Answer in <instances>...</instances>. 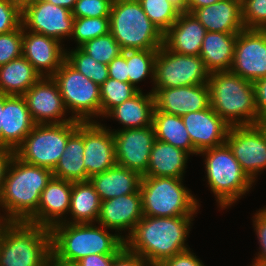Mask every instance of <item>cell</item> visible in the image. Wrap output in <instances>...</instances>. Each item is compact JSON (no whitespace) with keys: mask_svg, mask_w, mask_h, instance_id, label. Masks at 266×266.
<instances>
[{"mask_svg":"<svg viewBox=\"0 0 266 266\" xmlns=\"http://www.w3.org/2000/svg\"><path fill=\"white\" fill-rule=\"evenodd\" d=\"M194 217L143 216L125 239V247L149 264H162L167 258L190 249L185 242Z\"/></svg>","mask_w":266,"mask_h":266,"instance_id":"obj_1","label":"cell"},{"mask_svg":"<svg viewBox=\"0 0 266 266\" xmlns=\"http://www.w3.org/2000/svg\"><path fill=\"white\" fill-rule=\"evenodd\" d=\"M52 176L50 169L27 164L14 156L0 195L4 212H0V219L37 225L41 193Z\"/></svg>","mask_w":266,"mask_h":266,"instance_id":"obj_2","label":"cell"},{"mask_svg":"<svg viewBox=\"0 0 266 266\" xmlns=\"http://www.w3.org/2000/svg\"><path fill=\"white\" fill-rule=\"evenodd\" d=\"M108 230L96 223H58L50 229L51 251L58 259L74 263L91 254H118L125 240Z\"/></svg>","mask_w":266,"mask_h":266,"instance_id":"obj_3","label":"cell"},{"mask_svg":"<svg viewBox=\"0 0 266 266\" xmlns=\"http://www.w3.org/2000/svg\"><path fill=\"white\" fill-rule=\"evenodd\" d=\"M211 108L230 126L258 124L253 82L232 71L210 74L208 80Z\"/></svg>","mask_w":266,"mask_h":266,"instance_id":"obj_4","label":"cell"},{"mask_svg":"<svg viewBox=\"0 0 266 266\" xmlns=\"http://www.w3.org/2000/svg\"><path fill=\"white\" fill-rule=\"evenodd\" d=\"M51 252L49 228L2 220L0 266H49Z\"/></svg>","mask_w":266,"mask_h":266,"instance_id":"obj_5","label":"cell"},{"mask_svg":"<svg viewBox=\"0 0 266 266\" xmlns=\"http://www.w3.org/2000/svg\"><path fill=\"white\" fill-rule=\"evenodd\" d=\"M199 155L205 156L206 183L221 210L231 207L252 189L254 182L242 170L226 143L203 150Z\"/></svg>","mask_w":266,"mask_h":266,"instance_id":"obj_6","label":"cell"},{"mask_svg":"<svg viewBox=\"0 0 266 266\" xmlns=\"http://www.w3.org/2000/svg\"><path fill=\"white\" fill-rule=\"evenodd\" d=\"M110 33L124 50L159 49L163 33L153 24L137 0H113Z\"/></svg>","mask_w":266,"mask_h":266,"instance_id":"obj_7","label":"cell"},{"mask_svg":"<svg viewBox=\"0 0 266 266\" xmlns=\"http://www.w3.org/2000/svg\"><path fill=\"white\" fill-rule=\"evenodd\" d=\"M183 178L142 176L140 194L143 216H194L199 201L183 185ZM191 192V193H190Z\"/></svg>","mask_w":266,"mask_h":266,"instance_id":"obj_8","label":"cell"},{"mask_svg":"<svg viewBox=\"0 0 266 266\" xmlns=\"http://www.w3.org/2000/svg\"><path fill=\"white\" fill-rule=\"evenodd\" d=\"M80 122L35 124L15 150V156L27 164L53 171L65 151L68 138L77 130Z\"/></svg>","mask_w":266,"mask_h":266,"instance_id":"obj_9","label":"cell"},{"mask_svg":"<svg viewBox=\"0 0 266 266\" xmlns=\"http://www.w3.org/2000/svg\"><path fill=\"white\" fill-rule=\"evenodd\" d=\"M52 78L57 82L65 108L74 120L90 122L101 117L98 84L80 73L66 59Z\"/></svg>","mask_w":266,"mask_h":266,"instance_id":"obj_10","label":"cell"},{"mask_svg":"<svg viewBox=\"0 0 266 266\" xmlns=\"http://www.w3.org/2000/svg\"><path fill=\"white\" fill-rule=\"evenodd\" d=\"M209 77L210 72L200 56L177 54L162 45L154 63L152 89L205 84Z\"/></svg>","mask_w":266,"mask_h":266,"instance_id":"obj_11","label":"cell"},{"mask_svg":"<svg viewBox=\"0 0 266 266\" xmlns=\"http://www.w3.org/2000/svg\"><path fill=\"white\" fill-rule=\"evenodd\" d=\"M242 170L255 182L257 175L266 169L265 122L257 125L232 126L226 142Z\"/></svg>","mask_w":266,"mask_h":266,"instance_id":"obj_12","label":"cell"},{"mask_svg":"<svg viewBox=\"0 0 266 266\" xmlns=\"http://www.w3.org/2000/svg\"><path fill=\"white\" fill-rule=\"evenodd\" d=\"M22 27L30 32L59 40L70 38L74 16L67 8L36 0L22 7Z\"/></svg>","mask_w":266,"mask_h":266,"instance_id":"obj_13","label":"cell"},{"mask_svg":"<svg viewBox=\"0 0 266 266\" xmlns=\"http://www.w3.org/2000/svg\"><path fill=\"white\" fill-rule=\"evenodd\" d=\"M230 71L251 82L266 77V29L238 33Z\"/></svg>","mask_w":266,"mask_h":266,"instance_id":"obj_14","label":"cell"},{"mask_svg":"<svg viewBox=\"0 0 266 266\" xmlns=\"http://www.w3.org/2000/svg\"><path fill=\"white\" fill-rule=\"evenodd\" d=\"M112 129L117 165L138 172H147L151 148L156 140L153 125L124 130Z\"/></svg>","mask_w":266,"mask_h":266,"instance_id":"obj_15","label":"cell"},{"mask_svg":"<svg viewBox=\"0 0 266 266\" xmlns=\"http://www.w3.org/2000/svg\"><path fill=\"white\" fill-rule=\"evenodd\" d=\"M35 124H61L75 121L67 117L57 82L52 77H41L24 95Z\"/></svg>","mask_w":266,"mask_h":266,"instance_id":"obj_16","label":"cell"},{"mask_svg":"<svg viewBox=\"0 0 266 266\" xmlns=\"http://www.w3.org/2000/svg\"><path fill=\"white\" fill-rule=\"evenodd\" d=\"M84 168L86 181L115 166L114 135L99 121L84 122Z\"/></svg>","mask_w":266,"mask_h":266,"instance_id":"obj_17","label":"cell"},{"mask_svg":"<svg viewBox=\"0 0 266 266\" xmlns=\"http://www.w3.org/2000/svg\"><path fill=\"white\" fill-rule=\"evenodd\" d=\"M155 110L184 116L210 107L208 83L166 89H151Z\"/></svg>","mask_w":266,"mask_h":266,"instance_id":"obj_18","label":"cell"},{"mask_svg":"<svg viewBox=\"0 0 266 266\" xmlns=\"http://www.w3.org/2000/svg\"><path fill=\"white\" fill-rule=\"evenodd\" d=\"M59 40L23 28L22 55L41 77H52L66 59V49Z\"/></svg>","mask_w":266,"mask_h":266,"instance_id":"obj_19","label":"cell"},{"mask_svg":"<svg viewBox=\"0 0 266 266\" xmlns=\"http://www.w3.org/2000/svg\"><path fill=\"white\" fill-rule=\"evenodd\" d=\"M142 218L141 194L138 190L129 195L101 201L96 223L107 229L115 230V232L118 231V235L125 240ZM125 230L128 231V234L124 236L122 231L125 232Z\"/></svg>","mask_w":266,"mask_h":266,"instance_id":"obj_20","label":"cell"},{"mask_svg":"<svg viewBox=\"0 0 266 266\" xmlns=\"http://www.w3.org/2000/svg\"><path fill=\"white\" fill-rule=\"evenodd\" d=\"M195 150L200 153L225 144L230 126L211 108L182 116Z\"/></svg>","mask_w":266,"mask_h":266,"instance_id":"obj_21","label":"cell"},{"mask_svg":"<svg viewBox=\"0 0 266 266\" xmlns=\"http://www.w3.org/2000/svg\"><path fill=\"white\" fill-rule=\"evenodd\" d=\"M34 126L25 98L4 95L1 148L15 151Z\"/></svg>","mask_w":266,"mask_h":266,"instance_id":"obj_22","label":"cell"},{"mask_svg":"<svg viewBox=\"0 0 266 266\" xmlns=\"http://www.w3.org/2000/svg\"><path fill=\"white\" fill-rule=\"evenodd\" d=\"M206 32L192 13L183 11L163 34V45L177 54L199 56Z\"/></svg>","mask_w":266,"mask_h":266,"instance_id":"obj_23","label":"cell"},{"mask_svg":"<svg viewBox=\"0 0 266 266\" xmlns=\"http://www.w3.org/2000/svg\"><path fill=\"white\" fill-rule=\"evenodd\" d=\"M72 182L56 178L48 181L37 208V225L51 229L66 220L70 208ZM64 216V218H63Z\"/></svg>","mask_w":266,"mask_h":266,"instance_id":"obj_24","label":"cell"},{"mask_svg":"<svg viewBox=\"0 0 266 266\" xmlns=\"http://www.w3.org/2000/svg\"><path fill=\"white\" fill-rule=\"evenodd\" d=\"M207 32L238 34L244 29L242 0H220L191 12Z\"/></svg>","mask_w":266,"mask_h":266,"instance_id":"obj_25","label":"cell"},{"mask_svg":"<svg viewBox=\"0 0 266 266\" xmlns=\"http://www.w3.org/2000/svg\"><path fill=\"white\" fill-rule=\"evenodd\" d=\"M141 179L142 176L138 172L116 164L102 173L93 175L89 181L101 201H106L137 192L140 188Z\"/></svg>","mask_w":266,"mask_h":266,"instance_id":"obj_26","label":"cell"},{"mask_svg":"<svg viewBox=\"0 0 266 266\" xmlns=\"http://www.w3.org/2000/svg\"><path fill=\"white\" fill-rule=\"evenodd\" d=\"M154 109L153 94L139 90L133 97L112 108L104 118L117 120L123 125L119 130L144 128L152 125Z\"/></svg>","mask_w":266,"mask_h":266,"instance_id":"obj_27","label":"cell"},{"mask_svg":"<svg viewBox=\"0 0 266 266\" xmlns=\"http://www.w3.org/2000/svg\"><path fill=\"white\" fill-rule=\"evenodd\" d=\"M188 157L187 152L156 139L143 176L184 178Z\"/></svg>","mask_w":266,"mask_h":266,"instance_id":"obj_28","label":"cell"},{"mask_svg":"<svg viewBox=\"0 0 266 266\" xmlns=\"http://www.w3.org/2000/svg\"><path fill=\"white\" fill-rule=\"evenodd\" d=\"M237 35L223 32H206L199 56L210 74L230 70Z\"/></svg>","mask_w":266,"mask_h":266,"instance_id":"obj_29","label":"cell"},{"mask_svg":"<svg viewBox=\"0 0 266 266\" xmlns=\"http://www.w3.org/2000/svg\"><path fill=\"white\" fill-rule=\"evenodd\" d=\"M84 122H80L77 130L68 138L65 151L52 171L54 177L71 181H86L84 168Z\"/></svg>","mask_w":266,"mask_h":266,"instance_id":"obj_30","label":"cell"},{"mask_svg":"<svg viewBox=\"0 0 266 266\" xmlns=\"http://www.w3.org/2000/svg\"><path fill=\"white\" fill-rule=\"evenodd\" d=\"M40 78L41 75L22 55L0 66V93L23 96Z\"/></svg>","mask_w":266,"mask_h":266,"instance_id":"obj_31","label":"cell"},{"mask_svg":"<svg viewBox=\"0 0 266 266\" xmlns=\"http://www.w3.org/2000/svg\"><path fill=\"white\" fill-rule=\"evenodd\" d=\"M101 207V199L91 182H72L70 218L66 223H95L98 219Z\"/></svg>","mask_w":266,"mask_h":266,"instance_id":"obj_32","label":"cell"},{"mask_svg":"<svg viewBox=\"0 0 266 266\" xmlns=\"http://www.w3.org/2000/svg\"><path fill=\"white\" fill-rule=\"evenodd\" d=\"M152 125L157 140L171 144L189 155L199 154L193 147L182 117L154 109Z\"/></svg>","mask_w":266,"mask_h":266,"instance_id":"obj_33","label":"cell"},{"mask_svg":"<svg viewBox=\"0 0 266 266\" xmlns=\"http://www.w3.org/2000/svg\"><path fill=\"white\" fill-rule=\"evenodd\" d=\"M158 49L126 50L127 75L129 83L141 90L138 83L146 80V77L154 81V63Z\"/></svg>","mask_w":266,"mask_h":266,"instance_id":"obj_34","label":"cell"},{"mask_svg":"<svg viewBox=\"0 0 266 266\" xmlns=\"http://www.w3.org/2000/svg\"><path fill=\"white\" fill-rule=\"evenodd\" d=\"M66 60L80 73L101 86L108 78V65L97 62L80 47L66 49Z\"/></svg>","mask_w":266,"mask_h":266,"instance_id":"obj_35","label":"cell"},{"mask_svg":"<svg viewBox=\"0 0 266 266\" xmlns=\"http://www.w3.org/2000/svg\"><path fill=\"white\" fill-rule=\"evenodd\" d=\"M138 91L129 82H121L109 77L100 86L101 117L103 118L112 108L133 97Z\"/></svg>","mask_w":266,"mask_h":266,"instance_id":"obj_36","label":"cell"},{"mask_svg":"<svg viewBox=\"0 0 266 266\" xmlns=\"http://www.w3.org/2000/svg\"><path fill=\"white\" fill-rule=\"evenodd\" d=\"M144 12L164 34L178 19L180 10L168 0H139Z\"/></svg>","mask_w":266,"mask_h":266,"instance_id":"obj_37","label":"cell"},{"mask_svg":"<svg viewBox=\"0 0 266 266\" xmlns=\"http://www.w3.org/2000/svg\"><path fill=\"white\" fill-rule=\"evenodd\" d=\"M110 32L109 17H84L74 18L73 33L70 38L80 47L86 41Z\"/></svg>","mask_w":266,"mask_h":266,"instance_id":"obj_38","label":"cell"},{"mask_svg":"<svg viewBox=\"0 0 266 266\" xmlns=\"http://www.w3.org/2000/svg\"><path fill=\"white\" fill-rule=\"evenodd\" d=\"M80 48L97 62L106 65L123 52L110 32L107 35L86 41Z\"/></svg>","mask_w":266,"mask_h":266,"instance_id":"obj_39","label":"cell"},{"mask_svg":"<svg viewBox=\"0 0 266 266\" xmlns=\"http://www.w3.org/2000/svg\"><path fill=\"white\" fill-rule=\"evenodd\" d=\"M23 27L0 34V66L22 56Z\"/></svg>","mask_w":266,"mask_h":266,"instance_id":"obj_40","label":"cell"},{"mask_svg":"<svg viewBox=\"0 0 266 266\" xmlns=\"http://www.w3.org/2000/svg\"><path fill=\"white\" fill-rule=\"evenodd\" d=\"M244 28L266 29V0H242Z\"/></svg>","mask_w":266,"mask_h":266,"instance_id":"obj_41","label":"cell"},{"mask_svg":"<svg viewBox=\"0 0 266 266\" xmlns=\"http://www.w3.org/2000/svg\"><path fill=\"white\" fill-rule=\"evenodd\" d=\"M113 0H77L72 10L74 18L109 17Z\"/></svg>","mask_w":266,"mask_h":266,"instance_id":"obj_42","label":"cell"},{"mask_svg":"<svg viewBox=\"0 0 266 266\" xmlns=\"http://www.w3.org/2000/svg\"><path fill=\"white\" fill-rule=\"evenodd\" d=\"M22 8L12 0H0V34L22 25Z\"/></svg>","mask_w":266,"mask_h":266,"instance_id":"obj_43","label":"cell"},{"mask_svg":"<svg viewBox=\"0 0 266 266\" xmlns=\"http://www.w3.org/2000/svg\"><path fill=\"white\" fill-rule=\"evenodd\" d=\"M255 234L258 238L259 252L252 262L266 266V207L256 211L252 217Z\"/></svg>","mask_w":266,"mask_h":266,"instance_id":"obj_44","label":"cell"},{"mask_svg":"<svg viewBox=\"0 0 266 266\" xmlns=\"http://www.w3.org/2000/svg\"><path fill=\"white\" fill-rule=\"evenodd\" d=\"M108 74L112 79L121 82H129V77L127 75L126 50L108 64Z\"/></svg>","mask_w":266,"mask_h":266,"instance_id":"obj_45","label":"cell"},{"mask_svg":"<svg viewBox=\"0 0 266 266\" xmlns=\"http://www.w3.org/2000/svg\"><path fill=\"white\" fill-rule=\"evenodd\" d=\"M162 266H205L202 260L197 258L195 253L188 249L181 253L175 254L172 257L167 258Z\"/></svg>","mask_w":266,"mask_h":266,"instance_id":"obj_46","label":"cell"},{"mask_svg":"<svg viewBox=\"0 0 266 266\" xmlns=\"http://www.w3.org/2000/svg\"><path fill=\"white\" fill-rule=\"evenodd\" d=\"M255 90L258 124L266 122V77L253 82Z\"/></svg>","mask_w":266,"mask_h":266,"instance_id":"obj_47","label":"cell"},{"mask_svg":"<svg viewBox=\"0 0 266 266\" xmlns=\"http://www.w3.org/2000/svg\"><path fill=\"white\" fill-rule=\"evenodd\" d=\"M112 266H149L139 254L124 247L115 257Z\"/></svg>","mask_w":266,"mask_h":266,"instance_id":"obj_48","label":"cell"},{"mask_svg":"<svg viewBox=\"0 0 266 266\" xmlns=\"http://www.w3.org/2000/svg\"><path fill=\"white\" fill-rule=\"evenodd\" d=\"M117 254H91L80 259L79 266H112Z\"/></svg>","mask_w":266,"mask_h":266,"instance_id":"obj_49","label":"cell"},{"mask_svg":"<svg viewBox=\"0 0 266 266\" xmlns=\"http://www.w3.org/2000/svg\"><path fill=\"white\" fill-rule=\"evenodd\" d=\"M14 156L15 151L6 148H0V195L10 163L12 162Z\"/></svg>","mask_w":266,"mask_h":266,"instance_id":"obj_50","label":"cell"},{"mask_svg":"<svg viewBox=\"0 0 266 266\" xmlns=\"http://www.w3.org/2000/svg\"><path fill=\"white\" fill-rule=\"evenodd\" d=\"M218 1L220 0H188L186 12L191 13L193 10L197 8L209 6L214 3H217Z\"/></svg>","mask_w":266,"mask_h":266,"instance_id":"obj_51","label":"cell"},{"mask_svg":"<svg viewBox=\"0 0 266 266\" xmlns=\"http://www.w3.org/2000/svg\"><path fill=\"white\" fill-rule=\"evenodd\" d=\"M49 266H79V264L60 260L51 252L49 257Z\"/></svg>","mask_w":266,"mask_h":266,"instance_id":"obj_52","label":"cell"},{"mask_svg":"<svg viewBox=\"0 0 266 266\" xmlns=\"http://www.w3.org/2000/svg\"><path fill=\"white\" fill-rule=\"evenodd\" d=\"M53 5L61 6L72 11L77 0H45Z\"/></svg>","mask_w":266,"mask_h":266,"instance_id":"obj_53","label":"cell"},{"mask_svg":"<svg viewBox=\"0 0 266 266\" xmlns=\"http://www.w3.org/2000/svg\"><path fill=\"white\" fill-rule=\"evenodd\" d=\"M174 4L181 12L186 11L188 0H168Z\"/></svg>","mask_w":266,"mask_h":266,"instance_id":"obj_54","label":"cell"},{"mask_svg":"<svg viewBox=\"0 0 266 266\" xmlns=\"http://www.w3.org/2000/svg\"><path fill=\"white\" fill-rule=\"evenodd\" d=\"M4 94L0 93V148H1V129L3 125Z\"/></svg>","mask_w":266,"mask_h":266,"instance_id":"obj_55","label":"cell"},{"mask_svg":"<svg viewBox=\"0 0 266 266\" xmlns=\"http://www.w3.org/2000/svg\"><path fill=\"white\" fill-rule=\"evenodd\" d=\"M12 1L15 2L17 5H19L22 8L26 4L33 2V1H36V0H12Z\"/></svg>","mask_w":266,"mask_h":266,"instance_id":"obj_56","label":"cell"},{"mask_svg":"<svg viewBox=\"0 0 266 266\" xmlns=\"http://www.w3.org/2000/svg\"><path fill=\"white\" fill-rule=\"evenodd\" d=\"M2 240V219H0V245Z\"/></svg>","mask_w":266,"mask_h":266,"instance_id":"obj_57","label":"cell"},{"mask_svg":"<svg viewBox=\"0 0 266 266\" xmlns=\"http://www.w3.org/2000/svg\"><path fill=\"white\" fill-rule=\"evenodd\" d=\"M250 266H263V265H259V264L255 263V262H252V264Z\"/></svg>","mask_w":266,"mask_h":266,"instance_id":"obj_58","label":"cell"},{"mask_svg":"<svg viewBox=\"0 0 266 266\" xmlns=\"http://www.w3.org/2000/svg\"><path fill=\"white\" fill-rule=\"evenodd\" d=\"M149 266H162L161 264H149Z\"/></svg>","mask_w":266,"mask_h":266,"instance_id":"obj_59","label":"cell"}]
</instances>
